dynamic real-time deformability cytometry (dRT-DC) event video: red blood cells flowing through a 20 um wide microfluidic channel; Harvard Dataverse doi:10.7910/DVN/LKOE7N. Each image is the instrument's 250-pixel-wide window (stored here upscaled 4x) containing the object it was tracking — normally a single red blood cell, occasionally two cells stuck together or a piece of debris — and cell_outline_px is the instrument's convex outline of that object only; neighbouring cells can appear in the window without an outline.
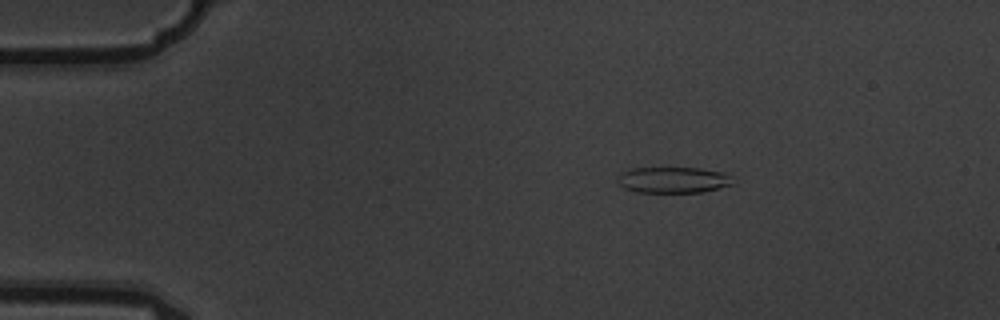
{"species": "common noctule bat (a hibernating species)", "species_latin": "Nyctalus noctula", "temperature_condition": "warm", "stored_images_in_passage": 3, "camera_frame_rate_fps": 3000, "um_per_image_px": 0.085, "animal": {"sex": "male", "body_mass_g": 19.5, "forearm_length_mm": 54.6}, "frame": {"image": 1, "passage_image": 1, "time_ms": 0.0, "image_size_px": [1000, 320], "cell_outline_px": [[732, 184], [704, 192], [636, 192], [624, 188], [616, 180], [616, 176], [632, 168], [700, 168], [724, 172], [732, 176]], "centroid_in_image_um": [57.22, 15.29], "position_along_channel_um": 27.8, "area_um2": 17.51}}